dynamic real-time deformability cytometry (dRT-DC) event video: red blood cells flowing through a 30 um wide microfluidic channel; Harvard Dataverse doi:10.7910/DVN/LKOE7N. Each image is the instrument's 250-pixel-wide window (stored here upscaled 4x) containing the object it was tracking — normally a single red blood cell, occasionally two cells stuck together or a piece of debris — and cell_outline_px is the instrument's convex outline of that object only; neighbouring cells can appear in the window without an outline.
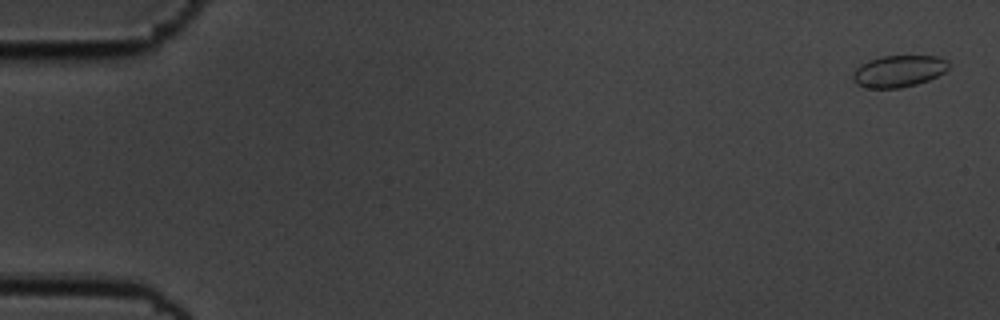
{"species": "common noctule bat (a hibernating species)", "species_latin": "Nyctalus noctula", "temperature_condition": "cold", "stored_images_in_passage": 57, "camera_frame_rate_fps": 3000, "um_per_image_px": 0.085, "animal": {"sex": "male", "body_mass_g": 19.5, "forearm_length_mm": 54.6}, "frame": {"image": 1, "passage_image": 2, "time_ms": 0.333, "image_size_px": [1000, 320], "cell_outline_px": [[948, 68], [944, 72], [928, 80], [916, 84], [900, 88], [864, 88], [856, 84], [852, 80], [852, 76], [856, 68], [860, 64], [868, 60], [880, 56], [940, 56], [948, 60]], "centroid_in_image_um": [76.35, 6.05], "position_along_channel_um": 8.6, "area_um2": 17.86}}
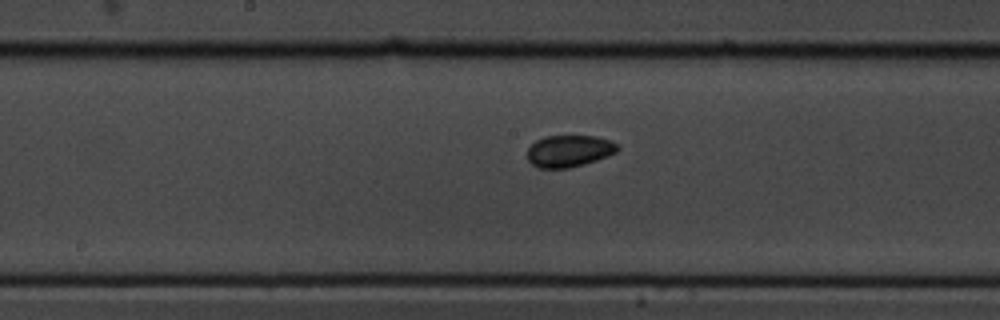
{"frame": {"image": 2, "passage_image": 30, "time_ms": 9.667, "image_size_px": [1000, 320], "cell_outline_px": [[620, 148], [616, 152], [608, 156], [584, 164], [568, 168], [540, 168], [532, 164], [528, 160], [528, 148], [536, 140], [544, 136], [592, 136], [612, 140]], "centroid_in_image_um": [48.38, 12.83], "position_along_channel_um": 199.8, "area_um2": 16.7}}
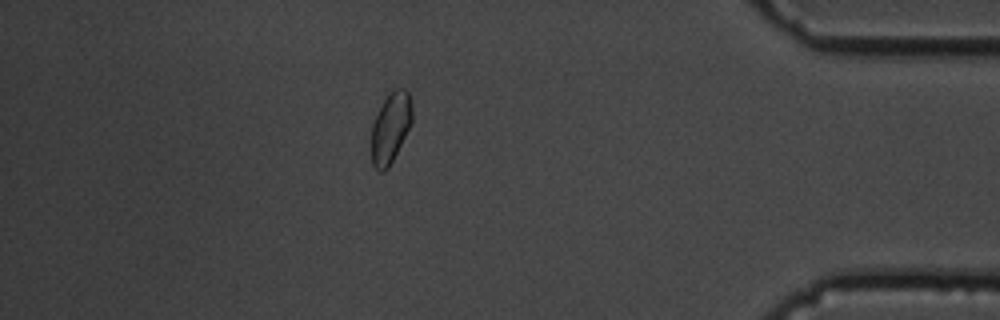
{"frame": {"image": 3, "passage_image": 50, "time_ms": 16.333, "image_size_px": [1000, 320], "cell_outline_px": [[412, 124], [388, 168], [384, 172], [380, 172], [372, 164], [372, 124], [384, 100], [392, 88], [404, 88], [408, 92], [412, 100]], "centroid_in_image_um": [33.22, 10.83], "position_along_channel_um": 402.0, "area_um2": 16.76}, "authors_computed_cell_mechanics": {"area_um2": 16.8776, "velocity_mm_per_s": 3.5945, "shape_relaxation_time_tau1_ms": null, "shape_relaxation_time_tau2_ms": 5.6944, "deformation_change_tau1": null, "deformation_change_tau2": 0.0624}}